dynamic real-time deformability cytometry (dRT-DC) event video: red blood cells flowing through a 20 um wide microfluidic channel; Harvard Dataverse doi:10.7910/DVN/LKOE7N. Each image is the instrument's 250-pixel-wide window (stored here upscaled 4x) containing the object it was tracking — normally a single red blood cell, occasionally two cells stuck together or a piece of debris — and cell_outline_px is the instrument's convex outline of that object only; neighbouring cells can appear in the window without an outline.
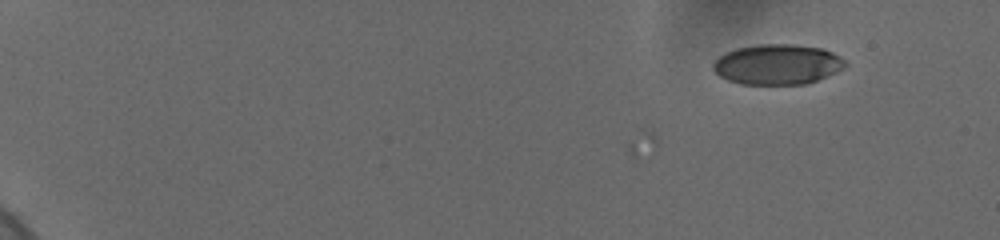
{"species": "human", "species_latin": "Homo sapiens", "temperature_condition": "cold", "stored_images_in_passage": 4, "camera_frame_rate_fps": 3000, "um_per_image_px": 0.085, "donor": {"sex": "female"}, "frame": {"image": 1, "passage_image": 4, "time_ms": 1.333, "image_size_px": [1000, 240], "cell_outline_px": [[848, 64], [844, 68], [828, 76], [808, 84], [740, 84], [728, 80], [720, 76], [712, 68], [712, 64], [724, 52], [736, 48], [756, 44], [792, 44], [824, 48], [840, 56]], "centroid_in_image_um": [66.1, 5.47], "position_along_channel_um": 18.9, "area_um2": 31.27}}